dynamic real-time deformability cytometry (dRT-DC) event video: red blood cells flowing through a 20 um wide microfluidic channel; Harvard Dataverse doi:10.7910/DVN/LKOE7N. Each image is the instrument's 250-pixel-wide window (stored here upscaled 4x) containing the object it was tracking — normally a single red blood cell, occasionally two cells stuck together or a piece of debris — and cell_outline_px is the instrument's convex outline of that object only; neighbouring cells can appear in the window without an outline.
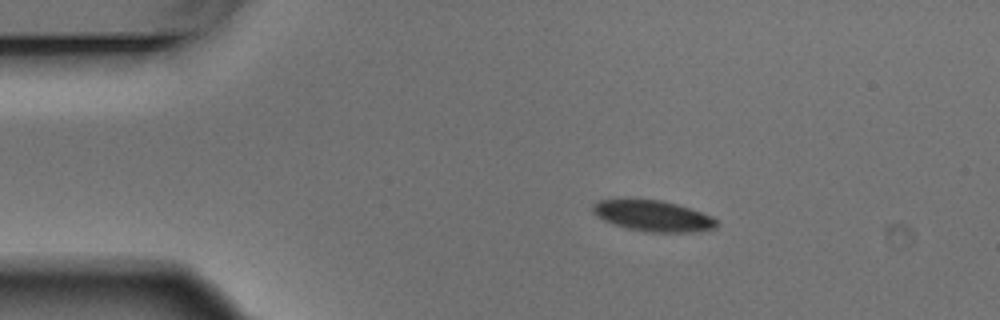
{"species": "Egyptian fruit bat (a non-hibernating species)", "species_latin": "Rousettus aegyptiacus", "temperature_condition": "warm", "stored_images_in_passage": 3, "camera_frame_rate_fps": 3000, "um_per_image_px": 0.085, "animal": {"sex": "male"}, "frame": {"image": 1, "passage_image": 2, "time_ms": 0.333, "image_size_px": [1000, 320], "cell_outline_px": [[716, 228], [700, 232], [644, 232], [612, 224], [596, 216], [592, 212], [592, 204], [596, 200], [664, 200], [712, 216], [716, 220]], "centroid_in_image_um": [55.49, 18.36], "position_along_channel_um": 29.5, "area_um2": 22.25}}